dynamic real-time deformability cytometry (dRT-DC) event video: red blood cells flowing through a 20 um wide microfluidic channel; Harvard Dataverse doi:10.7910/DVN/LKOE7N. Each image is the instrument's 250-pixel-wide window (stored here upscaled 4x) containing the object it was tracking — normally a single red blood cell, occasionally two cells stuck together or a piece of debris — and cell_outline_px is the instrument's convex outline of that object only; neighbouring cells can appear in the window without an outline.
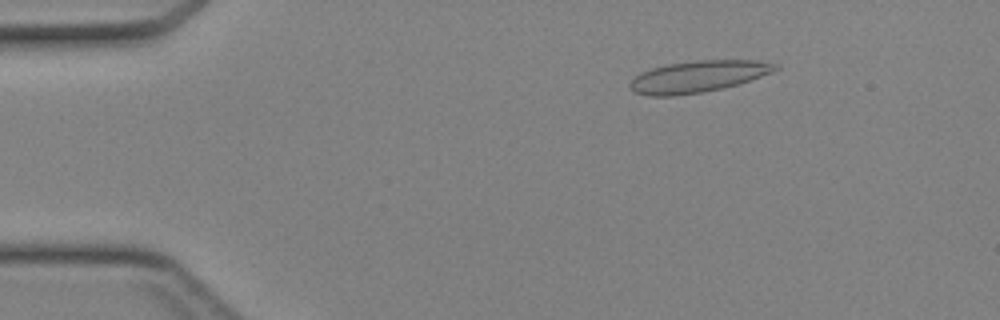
{"species": "Egyptian fruit bat (a non-hibernating species)", "species_latin": "Rousettus aegyptiacus", "temperature_condition": "cold", "stored_images_in_passage": 41, "camera_frame_rate_fps": 3000, "um_per_image_px": 0.085, "animal": {"sex": "female"}, "frame": {"image": 1, "passage_image": 3, "time_ms": 0.667, "image_size_px": [1000, 320], "cell_outline_px": [[780, 68], [772, 72], [736, 84], [720, 88], [700, 92], [672, 96], [648, 96], [636, 92], [628, 84], [640, 72], [652, 68], [668, 64], [696, 60], [756, 60], [780, 64]], "centroid_in_image_um": [59.33, 6.49], "position_along_channel_um": 25.7, "area_um2": 26.41}}
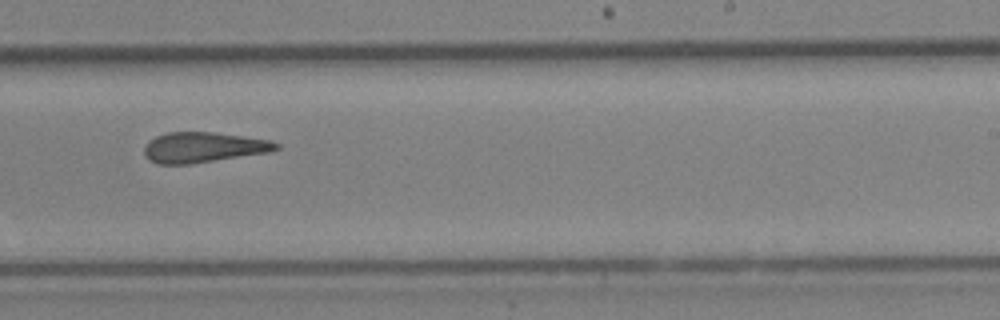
{"frame": {"image": 2, "passage_image": 24, "time_ms": 7.667, "image_size_px": [1000, 320], "cell_outline_px": [[280, 148], [272, 152], [188, 164], [156, 164], [148, 160], [144, 156], [144, 148], [156, 136], [168, 132], [212, 132], [244, 136], [272, 140], [280, 144]], "centroid_in_image_um": [17.33, 12.53], "position_along_channel_um": 271.7, "area_um2": 23.41}}
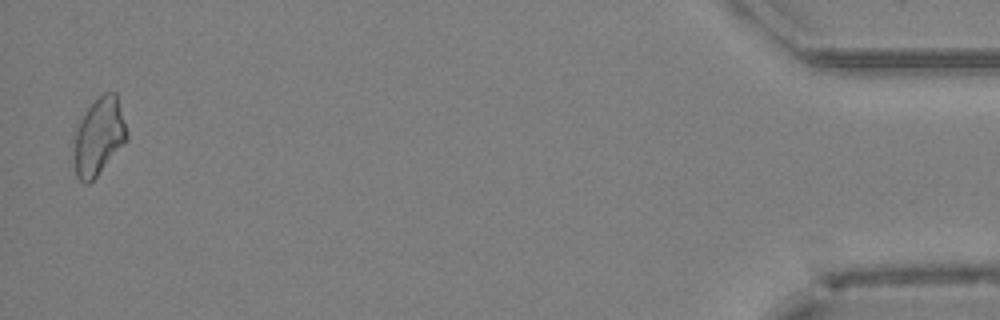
{"frame": {"image": 3, "passage_image": 40, "time_ms": 13.0, "image_size_px": [1000, 320], "cell_outline_px": [[128, 140], [96, 176], [88, 184], [84, 184], [76, 176], [72, 164], [72, 132], [88, 108], [104, 92], [116, 92], [128, 132]], "centroid_in_image_um": [8.35, 11.64], "position_along_channel_um": 426.9, "area_um2": 24.45}}